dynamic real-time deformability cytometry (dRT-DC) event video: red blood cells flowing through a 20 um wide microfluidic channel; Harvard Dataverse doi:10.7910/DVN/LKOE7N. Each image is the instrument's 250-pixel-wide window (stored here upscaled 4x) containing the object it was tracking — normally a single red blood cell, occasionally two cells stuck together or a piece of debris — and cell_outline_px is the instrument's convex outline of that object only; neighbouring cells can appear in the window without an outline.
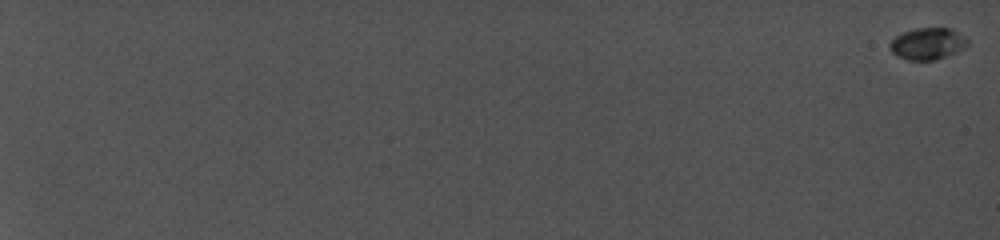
{"species": "common noctule bat (a hibernating species)", "species_latin": "Nyctalus noctula", "temperature_condition": "cold", "stored_images_in_passage": 20, "camera_frame_rate_fps": 5000, "um_per_image_px": 0.085, "animal": {"sex": "female", "body_mass_g": 19.0, "forearm_length_mm": 56.7}, "frame": {"image": 1, "passage_image": 1, "time_ms": 0.0, "image_size_px": [1000, 240], "cell_outline_px": [[952, 52], [936, 60], [908, 60], [896, 56], [892, 52], [892, 40], [908, 32], [924, 28], [944, 28], [948, 32], [952, 48]], "centroid_in_image_um": [78.44, 3.79], "position_along_channel_um": 6.6, "area_um2": 11.5}}
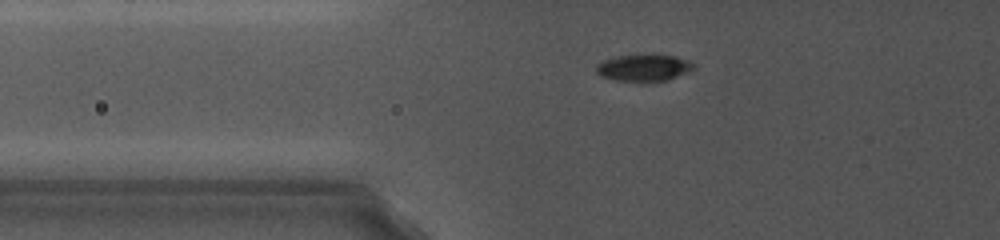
{"frame": {"image": 2, "passage_image": 13, "time_ms": 9.4, "image_size_px": [1000, 240], "cell_outline_px": [[688, 68], [664, 80], [620, 80], [604, 76], [596, 68], [600, 64], [612, 60], [628, 56], [668, 56], [680, 60]], "centroid_in_image_um": [54.57, 5.78], "position_along_channel_um": 71.2, "area_um2": 12.54}}
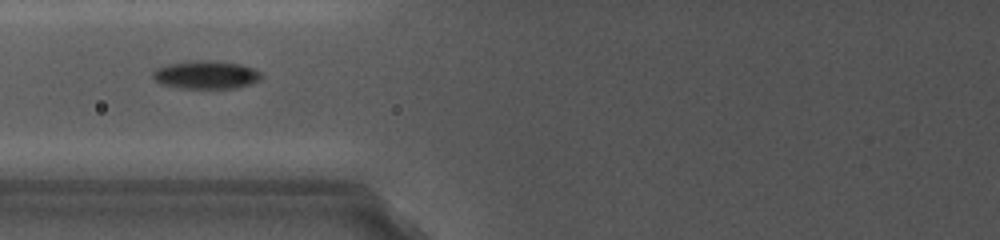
{"frame": {"image": 3, "passage_image": 15, "time_ms": 10.8, "image_size_px": [1000, 240], "cell_outline_px": [[260, 76], [244, 84], [228, 88], [188, 88], [172, 84], [160, 80], [156, 76], [156, 72], [160, 68], [180, 64], [232, 64], [248, 68], [256, 72]], "centroid_in_image_um": [17.55, 6.42], "position_along_channel_um": 108.3, "area_um2": 14.51}}